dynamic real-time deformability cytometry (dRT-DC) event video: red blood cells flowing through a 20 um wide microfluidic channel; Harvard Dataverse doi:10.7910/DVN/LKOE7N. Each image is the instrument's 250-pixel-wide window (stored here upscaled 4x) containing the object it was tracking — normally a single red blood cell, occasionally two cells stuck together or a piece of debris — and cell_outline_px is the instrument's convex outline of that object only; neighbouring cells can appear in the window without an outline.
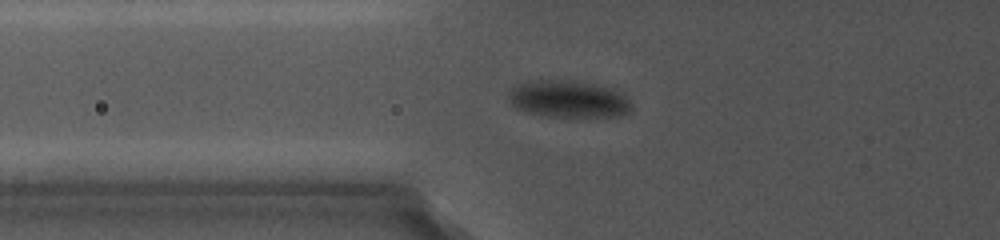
{"species": "common noctule bat (a hibernating species)", "species_latin": "Nyctalus noctula", "temperature_condition": "cold", "stored_images_in_passage": 6, "camera_frame_rate_fps": 5000, "um_per_image_px": 0.085, "animal": {"sex": "female", "body_mass_g": 19.0, "forearm_length_mm": 56.7}, "frame": {"image": 1, "passage_image": 4, "time_ms": 2.6, "image_size_px": [1000, 240], "cell_outline_px": [[628, 112], [616, 116], [556, 116], [532, 112], [520, 108], [512, 100], [512, 96], [516, 88], [520, 84], [548, 80], [576, 80], [612, 88], [628, 104]], "centroid_in_image_um": [48.38, 8.41], "position_along_channel_um": 77.4, "area_um2": 24.62}}